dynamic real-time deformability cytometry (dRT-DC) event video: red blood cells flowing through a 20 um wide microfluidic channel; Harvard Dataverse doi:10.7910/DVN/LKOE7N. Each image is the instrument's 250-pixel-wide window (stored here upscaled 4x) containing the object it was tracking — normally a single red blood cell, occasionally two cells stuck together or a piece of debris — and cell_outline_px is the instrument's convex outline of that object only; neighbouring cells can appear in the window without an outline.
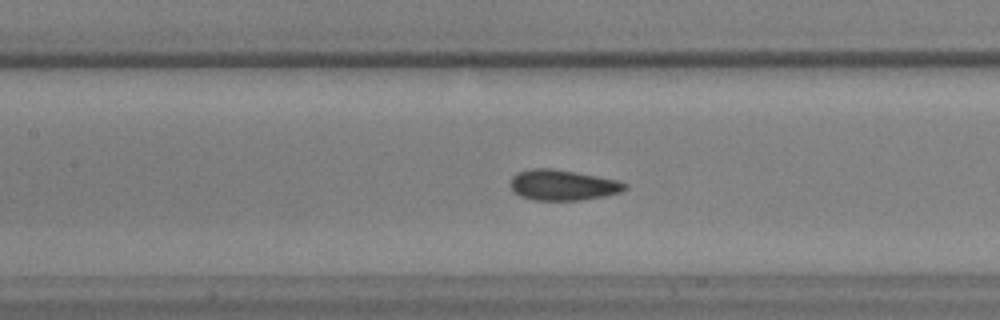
{"species": "common noctule bat (a hibernating species)", "species_latin": "Nyctalus noctula", "temperature_condition": "warm", "stored_images_in_passage": 37, "segment_of_instrument_passage": [1, 2], "camera_frame_rate_fps": 3000, "um_per_image_px": 0.085, "animal": {"sex": "male", "body_mass_g": 17.9, "forearm_length_mm": 54.2}, "frame": {"image": 1, "passage_image": 10, "time_ms": 3.0, "image_size_px": [1000, 320], "cell_outline_px": [[628, 188], [620, 192], [604, 196], [580, 200], [532, 200], [520, 196], [512, 192], [508, 184], [512, 176], [516, 172], [532, 168], [552, 168], [576, 172], [616, 180], [628, 184]], "centroid_in_image_um": [47.76, 15.73], "position_along_channel_um": 159.6, "area_um2": 20.63}}
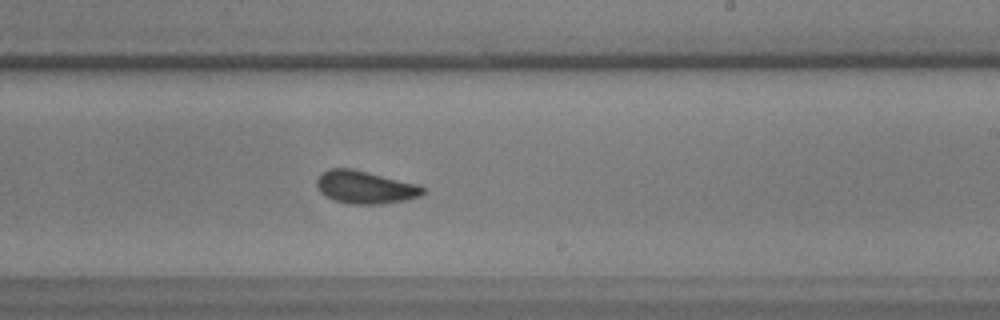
{"frame": {"image": 2, "passage_image": 17, "time_ms": 5.333, "image_size_px": [1000, 320], "cell_outline_px": [[424, 192], [420, 196], [404, 200], [380, 204], [348, 204], [332, 200], [324, 196], [320, 192], [316, 184], [316, 180], [324, 172], [332, 168], [352, 168], [420, 184], [424, 188]], "centroid_in_image_um": [31.04, 15.92], "position_along_channel_um": 258.0, "area_um2": 20.4}}
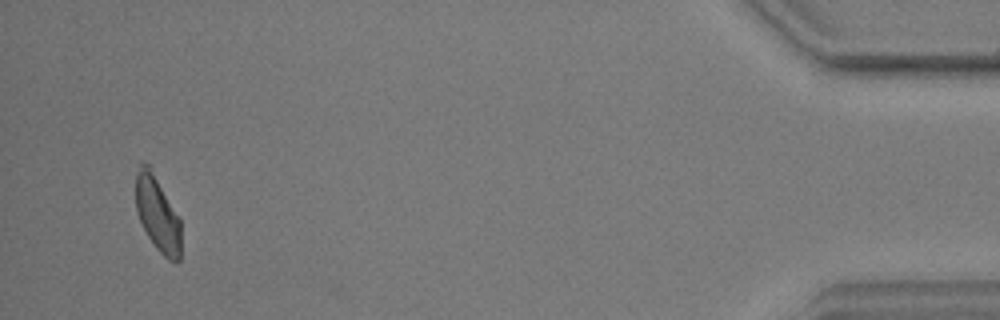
{"frame": {"image": 3, "passage_image": 34, "time_ms": 11.0, "image_size_px": [1000, 320], "cell_outline_px": [[180, 260], [176, 264], [168, 260], [156, 248], [148, 236], [140, 220], [136, 208], [136, 176], [140, 164], [144, 160], [148, 164], [180, 220]], "centroid_in_image_um": [13.39, 18.22], "position_along_channel_um": 421.8, "area_um2": 19.42}}